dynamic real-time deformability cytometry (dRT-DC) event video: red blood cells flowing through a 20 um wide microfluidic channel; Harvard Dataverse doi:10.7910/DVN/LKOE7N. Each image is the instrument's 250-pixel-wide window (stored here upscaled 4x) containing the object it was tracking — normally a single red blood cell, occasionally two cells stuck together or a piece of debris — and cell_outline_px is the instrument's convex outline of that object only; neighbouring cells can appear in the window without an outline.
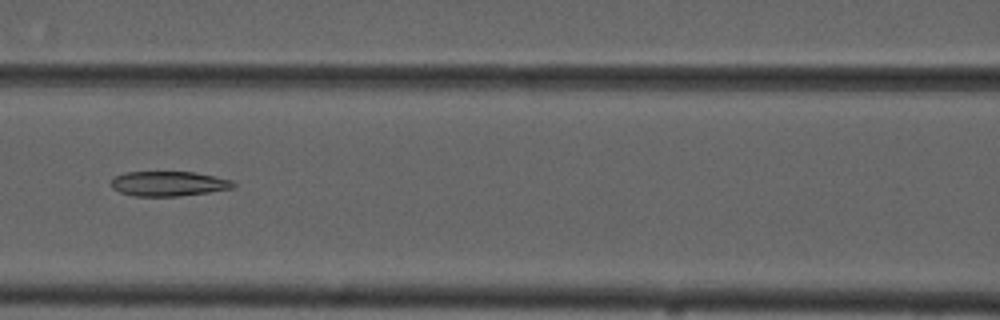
{"species": "common noctule bat (a hibernating species)", "species_latin": "Nyctalus noctula", "temperature_condition": "cold", "stored_images_in_passage": 9, "camera_frame_rate_fps": 3000, "um_per_image_px": 0.085, "animal": {"sex": "male", "forearm_length_mm": 52.5}, "frame": {"image": 1, "passage_image": 8, "time_ms": 8.0, "image_size_px": [1000, 320], "cell_outline_px": [[236, 184], [232, 188], [208, 192], [176, 196], [132, 196], [120, 192], [112, 188], [112, 180], [116, 176], [124, 172], [192, 172], [232, 180]], "centroid_in_image_um": [14.3, 15.61], "position_along_channel_um": 152.3, "area_um2": 17.46}}
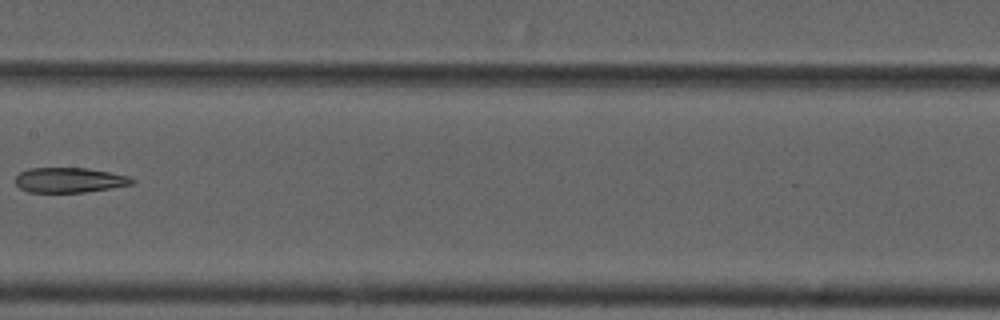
{"frame": {"image": 2, "passage_image": 9, "time_ms": 9.333, "image_size_px": [1000, 320], "cell_outline_px": [[136, 180], [132, 184], [84, 192], [28, 192], [20, 188], [16, 184], [16, 176], [20, 172], [28, 168], [88, 168], [128, 176]], "centroid_in_image_um": [5.87, 15.3], "position_along_channel_um": 201.5, "area_um2": 16.82}}